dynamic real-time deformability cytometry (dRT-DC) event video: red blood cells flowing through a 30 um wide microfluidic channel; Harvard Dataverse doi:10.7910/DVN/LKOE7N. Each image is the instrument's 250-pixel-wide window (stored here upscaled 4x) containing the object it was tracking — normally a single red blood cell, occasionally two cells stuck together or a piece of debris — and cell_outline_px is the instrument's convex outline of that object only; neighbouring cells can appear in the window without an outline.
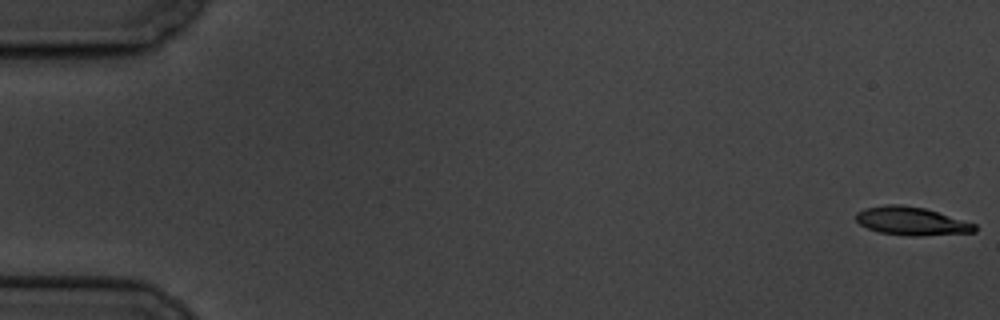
{"species": "common noctule bat (a hibernating species)", "species_latin": "Nyctalus noctula", "temperature_condition": "cold", "stored_images_in_passage": 6, "camera_frame_rate_fps": 3000, "um_per_image_px": 0.085, "animal": {"sex": "male", "body_mass_g": 19.5, "forearm_length_mm": 54.6}, "frame": {"image": 1, "passage_image": 1, "time_ms": 0.0, "image_size_px": [1000, 320], "cell_outline_px": [[976, 232], [916, 236], [908, 236], [880, 232], [868, 228], [860, 224], [856, 220], [856, 212], [864, 208], [884, 204], [900, 204], [924, 208], [976, 224]], "centroid_in_image_um": [77.45, 18.79], "position_along_channel_um": 7.6, "area_um2": 19.48}}
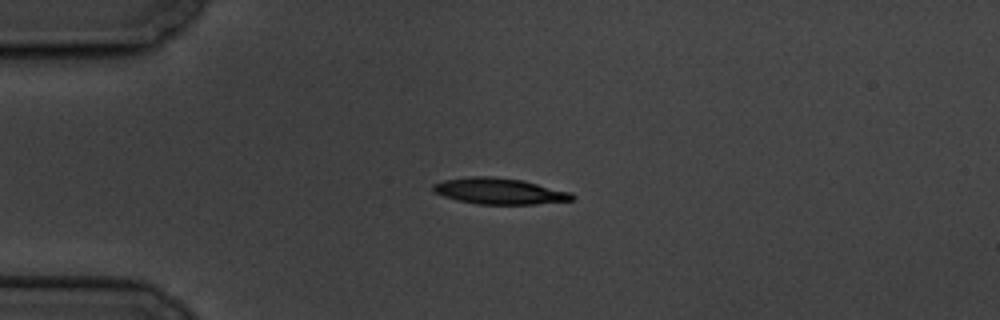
{"frame": {"image": 2, "passage_image": 5, "time_ms": 4.667, "image_size_px": [1000, 320], "cell_outline_px": [[576, 196], [572, 200], [536, 204], [480, 204], [460, 200], [444, 196], [432, 192], [432, 184], [444, 180], [472, 176], [492, 176], [520, 180], [572, 192]], "centroid_in_image_um": [42.44, 16.24], "position_along_channel_um": 42.6, "area_um2": 20.98}}